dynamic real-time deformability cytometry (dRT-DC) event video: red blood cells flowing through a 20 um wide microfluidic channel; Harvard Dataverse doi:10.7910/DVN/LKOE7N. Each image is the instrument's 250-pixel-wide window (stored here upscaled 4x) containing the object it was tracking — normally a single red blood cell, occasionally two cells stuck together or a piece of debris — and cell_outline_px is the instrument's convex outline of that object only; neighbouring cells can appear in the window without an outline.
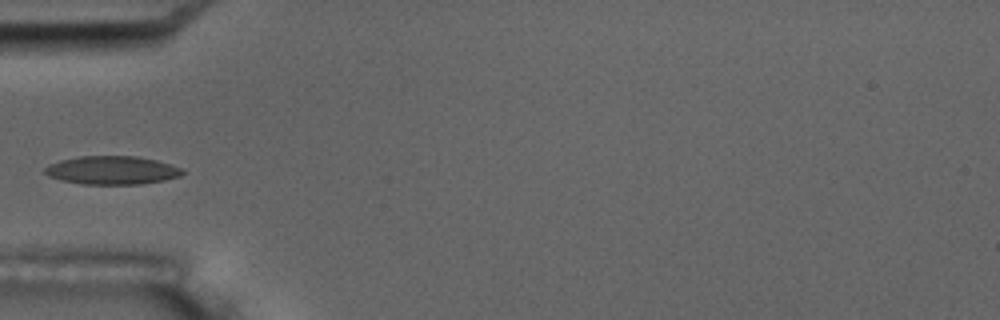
{"species": "common noctule bat (a hibernating species)", "species_latin": "Nyctalus noctula", "temperature_condition": "room temperature", "stored_images_in_passage": 17, "camera_frame_rate_fps": 3000, "um_per_image_px": 0.085, "animal": {"sex": "male", "body_mass_g": 17.5, "forearm_length_mm": 52.3}, "frame": {"image": 1, "passage_image": 6, "time_ms": 6.0, "image_size_px": [1000, 320], "cell_outline_px": [[184, 172], [180, 176], [164, 180], [140, 184], [80, 184], [60, 180], [48, 176], [44, 172], [44, 168], [48, 164], [60, 160], [80, 156], [136, 156], [156, 160], [184, 168]], "centroid_in_image_um": [9.5, 14.47], "position_along_channel_um": 75.5, "area_um2": 22.89}}
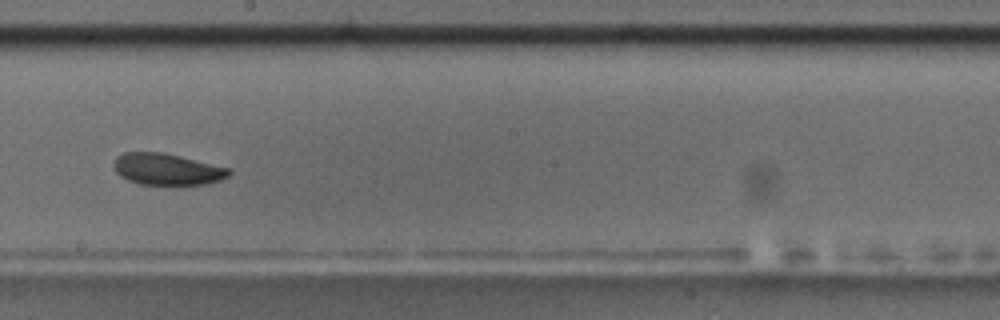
{"frame": {"image": 2, "passage_image": 10, "time_ms": 10.667, "image_size_px": [1000, 320], "cell_outline_px": [[232, 172], [228, 176], [220, 180], [208, 184], [140, 184], [128, 180], [120, 176], [116, 172], [112, 164], [116, 156], [124, 152], [160, 152], [180, 156], [228, 168]], "centroid_in_image_um": [14.16, 14.38], "position_along_channel_um": 234.0, "area_um2": 21.04}, "authors_computed_cell_mechanics": {"area_um2": 21.097, "velocity_mm_per_s": 3.4127, "shape_relaxation_time_tau1_ms": 5.3864, "shape_relaxation_time_tau2_ms": 5.1473, "deformation_change_tau1": 0.102, "deformation_change_tau2": 0.0854}}